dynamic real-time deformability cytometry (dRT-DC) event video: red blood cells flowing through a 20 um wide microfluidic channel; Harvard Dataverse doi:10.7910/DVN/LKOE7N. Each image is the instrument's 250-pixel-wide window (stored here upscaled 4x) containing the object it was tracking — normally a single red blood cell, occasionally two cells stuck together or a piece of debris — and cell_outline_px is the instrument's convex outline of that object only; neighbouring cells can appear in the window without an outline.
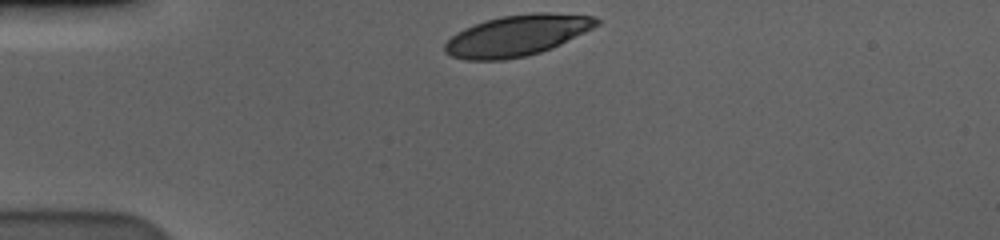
{"species": "human", "species_latin": "Homo sapiens", "temperature_condition": "cold", "stored_images_in_passage": 34, "camera_frame_rate_fps": 3000, "um_per_image_px": 0.085, "donor": {"sex": "male"}, "frame": {"image": 1, "passage_image": 1, "time_ms": 0.0, "image_size_px": [1000, 240], "cell_outline_px": [[600, 24], [552, 48], [540, 52], [524, 56], [504, 60], [468, 60], [452, 56], [444, 52], [444, 44], [456, 32], [464, 28], [484, 20], [500, 16], [532, 12], [548, 12], [596, 16], [600, 20]], "centroid_in_image_um": [43.94, 3.0], "position_along_channel_um": 41.1, "area_um2": 36.3}}
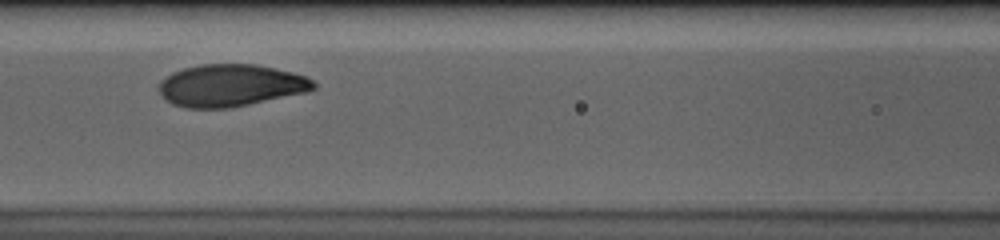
{"frame": {"image": 2, "passage_image": 13, "time_ms": 4.0, "image_size_px": [1000, 240], "cell_outline_px": [[316, 88], [308, 92], [228, 108], [184, 108], [172, 104], [160, 92], [160, 80], [172, 72], [184, 68], [200, 64], [256, 64], [276, 68], [292, 72], [304, 76], [312, 80], [316, 84]], "centroid_in_image_um": [19.61, 7.25], "position_along_channel_um": 147.0, "area_um2": 37.92}}
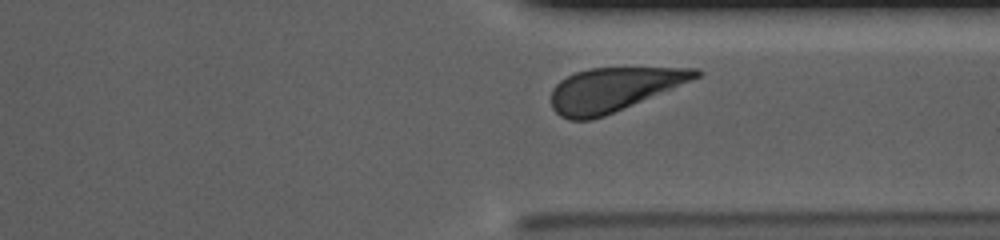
{"frame": {"image": 3, "passage_image": 31, "time_ms": 10.0, "image_size_px": [1000, 240], "cell_outline_px": [[704, 72], [700, 76], [604, 116], [592, 120], [568, 120], [560, 116], [552, 108], [552, 88], [560, 80], [576, 72], [588, 68], [700, 68]], "centroid_in_image_um": [52.1, 7.6], "position_along_channel_um": 359.3, "area_um2": 36.3}, "authors_computed_cell_mechanics": {"area_um2": 37.6856, "velocity_mm_per_s": 3.5373, "shape_relaxation_time_tau1_ms": 3.4134, "shape_relaxation_time_tau2_ms": null, "deformation_change_tau1": 0.1821, "deformation_change_tau2": null}}